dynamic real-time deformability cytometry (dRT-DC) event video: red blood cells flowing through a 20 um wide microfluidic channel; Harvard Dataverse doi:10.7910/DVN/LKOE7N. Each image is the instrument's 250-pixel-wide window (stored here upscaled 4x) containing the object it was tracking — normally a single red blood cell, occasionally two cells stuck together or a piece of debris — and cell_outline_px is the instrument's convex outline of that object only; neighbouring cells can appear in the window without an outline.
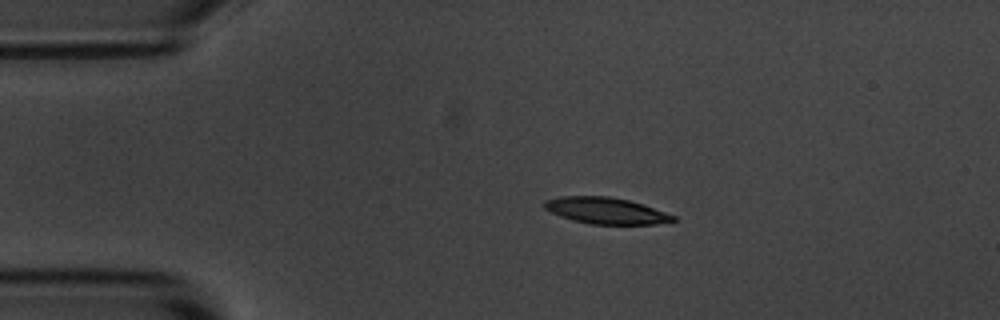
{"species": "common noctule bat (a hibernating species)", "species_latin": "Nyctalus noctula", "temperature_condition": "room temperature", "stored_images_in_passage": 4, "camera_frame_rate_fps": 3000, "um_per_image_px": 0.085, "animal": {"sex": "male", "body_mass_g": 20.1, "forearm_length_mm": 53.5}, "frame": {"image": 1, "passage_image": 3, "time_ms": 2.333, "image_size_px": [1000, 320], "cell_outline_px": [[676, 220], [672, 224], [592, 224], [572, 220], [560, 216], [544, 208], [544, 200], [560, 196], [608, 196], [628, 200], [644, 204], [676, 216]], "centroid_in_image_um": [51.57, 17.91], "position_along_channel_um": 33.4, "area_um2": 20.0}}